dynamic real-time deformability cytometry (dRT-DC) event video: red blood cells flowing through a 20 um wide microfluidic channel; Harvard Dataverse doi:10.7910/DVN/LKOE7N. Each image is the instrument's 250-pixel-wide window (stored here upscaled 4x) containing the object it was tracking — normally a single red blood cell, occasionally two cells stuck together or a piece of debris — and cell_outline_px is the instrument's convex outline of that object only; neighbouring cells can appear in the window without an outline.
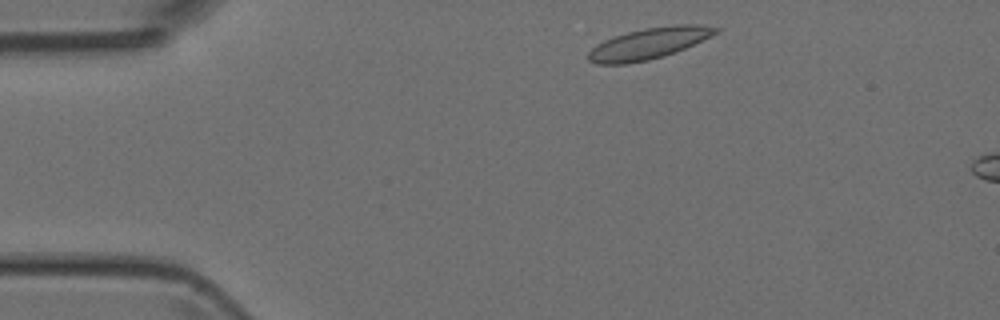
{"species": "Egyptian fruit bat (a non-hibernating species)", "species_latin": "Rousettus aegyptiacus", "temperature_condition": "room temperature", "stored_images_in_passage": 2, "camera_frame_rate_fps": 3000, "um_per_image_px": 0.085, "animal": {"sex": "female"}, "frame": {"image": 1, "passage_image": 1, "time_ms": 0.0, "image_size_px": [1000, 320], "cell_outline_px": [[720, 28], [716, 32], [684, 48], [664, 56], [648, 60], [624, 64], [596, 64], [588, 60], [588, 52], [596, 44], [604, 40], [628, 32], [644, 28], [676, 24], [700, 24]], "centroid_in_image_um": [55.09, 3.69], "position_along_channel_um": 29.9, "area_um2": 22.77}}